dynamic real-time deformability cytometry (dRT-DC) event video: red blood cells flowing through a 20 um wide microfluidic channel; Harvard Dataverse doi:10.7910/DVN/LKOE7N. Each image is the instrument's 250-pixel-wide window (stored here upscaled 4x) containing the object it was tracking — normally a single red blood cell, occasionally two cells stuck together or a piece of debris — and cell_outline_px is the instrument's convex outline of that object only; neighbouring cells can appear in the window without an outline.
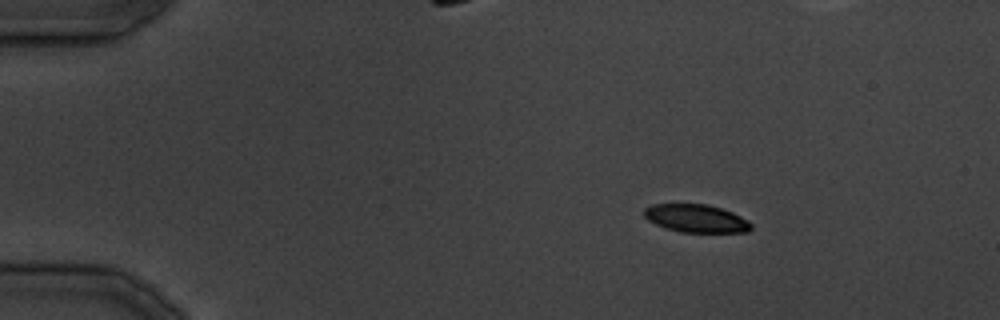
{"species": "common noctule bat (a hibernating species)", "species_latin": "Nyctalus noctula", "temperature_condition": "cold", "stored_images_in_passage": 37, "camera_frame_rate_fps": 3000, "um_per_image_px": 0.085, "animal": {"sex": "male", "body_mass_g": 19.5, "forearm_length_mm": 54.6}, "frame": {"image": 1, "passage_image": 6, "time_ms": 5.667, "image_size_px": [1000, 320], "cell_outline_px": [[752, 228], [748, 232], [680, 232], [664, 228], [648, 220], [644, 216], [644, 208], [652, 204], [708, 204], [732, 212], [748, 220], [752, 224]], "centroid_in_image_um": [59.17, 18.57], "position_along_channel_um": 25.8, "area_um2": 17.51}}
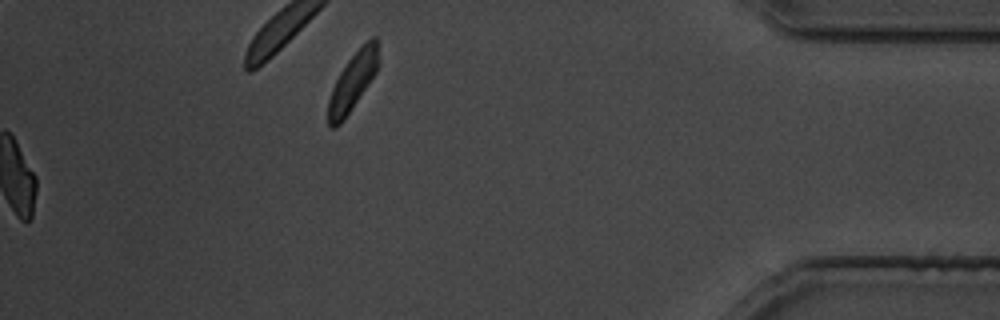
{"frame": {"image": 2, "passage_image": 37, "time_ms": 43.667, "image_size_px": [1000, 320], "cell_outline_px": [[380, 60], [376, 72], [344, 120], [336, 128], [332, 128], [328, 124], [328, 100], [332, 88], [340, 72], [348, 60], [372, 36], [376, 36]], "centroid_in_image_um": [29.98, 6.95], "position_along_channel_um": 405.2, "area_um2": 16.7}}